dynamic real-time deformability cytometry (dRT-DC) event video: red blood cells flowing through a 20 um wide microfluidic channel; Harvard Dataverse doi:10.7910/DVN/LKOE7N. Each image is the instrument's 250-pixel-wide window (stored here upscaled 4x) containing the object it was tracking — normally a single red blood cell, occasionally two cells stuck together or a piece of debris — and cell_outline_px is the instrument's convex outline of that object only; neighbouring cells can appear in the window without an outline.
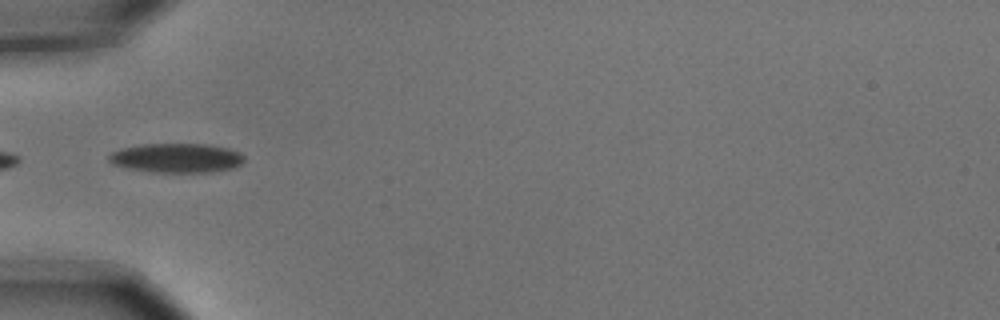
{"species": "common noctule bat (a hibernating species)", "species_latin": "Nyctalus noctula", "temperature_condition": "cold", "stored_images_in_passage": 7, "camera_frame_rate_fps": 3000, "um_per_image_px": 0.085, "animal": {"sex": "male", "body_mass_g": 15.6}, "frame": {"image": 1, "passage_image": 5, "time_ms": 1.333, "image_size_px": [1000, 320], "cell_outline_px": [[244, 160], [236, 168], [212, 172], [152, 172], [128, 168], [112, 164], [108, 160], [108, 156], [112, 152], [120, 148], [140, 144], [208, 144], [228, 148], [240, 152], [244, 156]], "centroid_in_image_um": [15.02, 13.42], "position_along_channel_um": 70.0, "area_um2": 23.35}}
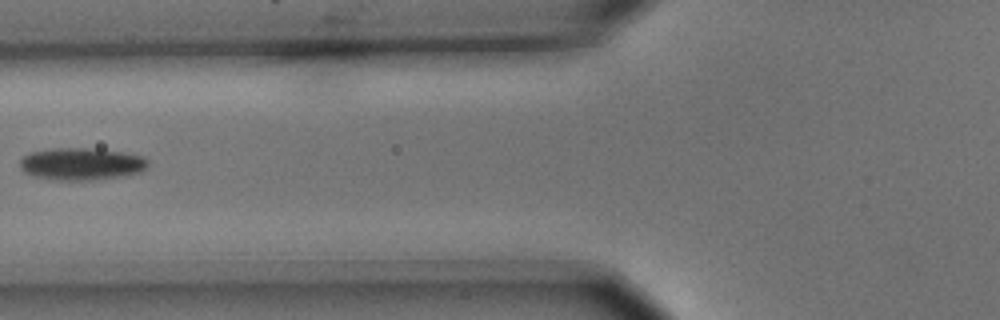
{"frame": {"image": 2, "passage_image": 6, "time_ms": 1.667, "image_size_px": [1000, 320], "cell_outline_px": [[148, 168], [140, 172], [120, 176], [92, 180], [56, 180], [32, 176], [24, 172], [20, 168], [20, 160], [24, 156], [32, 152], [56, 148], [88, 148], [124, 152], [144, 156], [148, 160]], "centroid_in_image_um": [6.94, 13.93], "position_along_channel_um": 118.9, "area_um2": 24.1}}
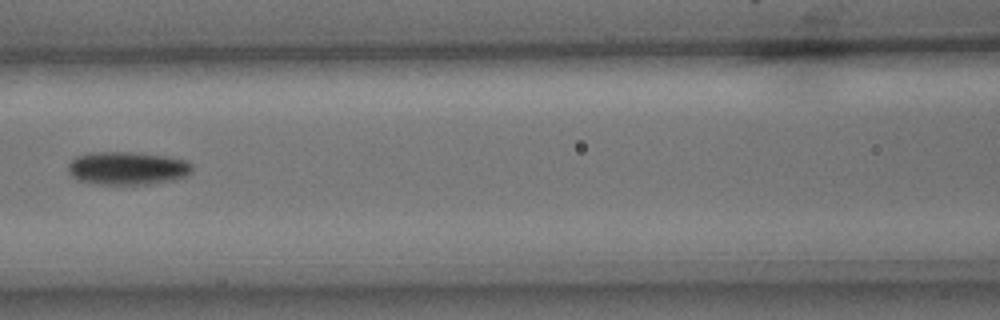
{"frame": {"image": 3, "passage_image": 7, "time_ms": 2.0, "image_size_px": [1000, 320], "cell_outline_px": [[192, 172], [188, 176], [176, 180], [152, 184], [96, 184], [76, 180], [68, 172], [68, 164], [76, 156], [88, 152], [132, 152], [168, 156], [188, 160], [192, 164]], "centroid_in_image_um": [10.86, 14.3], "position_along_channel_um": 155.7, "area_um2": 24.45}}